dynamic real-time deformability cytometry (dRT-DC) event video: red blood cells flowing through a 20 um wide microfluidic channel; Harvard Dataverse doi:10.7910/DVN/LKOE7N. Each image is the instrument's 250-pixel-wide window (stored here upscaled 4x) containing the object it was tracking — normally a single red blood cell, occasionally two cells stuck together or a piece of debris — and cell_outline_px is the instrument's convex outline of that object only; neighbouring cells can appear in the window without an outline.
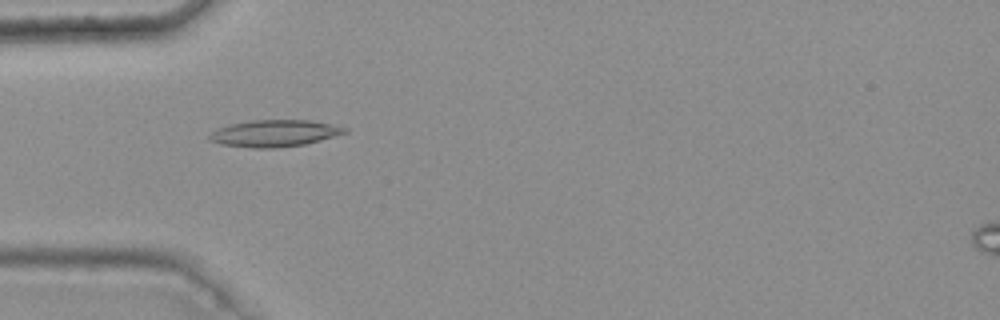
{"species": "common noctule bat (a hibernating species)", "species_latin": "Nyctalus noctula", "temperature_condition": "warm", "stored_images_in_passage": 37, "camera_frame_rate_fps": 3000, "um_per_image_px": 0.085, "animal": {"sex": "female", "body_mass_g": 25.1}, "frame": {"image": 1, "passage_image": 5, "time_ms": 1.333, "image_size_px": [1000, 320], "cell_outline_px": [[348, 132], [320, 140], [304, 144], [276, 148], [252, 148], [220, 144], [208, 140], [208, 136], [216, 128], [228, 124], [252, 120], [312, 120], [332, 124], [348, 128]], "centroid_in_image_um": [23.3, 11.32], "position_along_channel_um": 61.7, "area_um2": 21.27}}
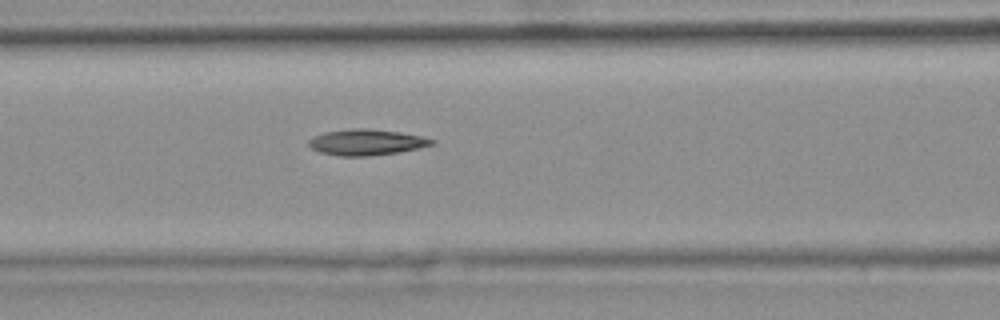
{"frame": {"image": 2, "passage_image": 11, "time_ms": 3.333, "image_size_px": [1000, 320], "cell_outline_px": [[436, 144], [400, 152], [368, 156], [340, 156], [320, 152], [312, 148], [308, 144], [308, 140], [324, 132], [352, 128], [368, 128], [400, 132], [420, 136], [436, 140]], "centroid_in_image_um": [31.17, 12.09], "position_along_channel_um": 135.4, "area_um2": 18.61}}
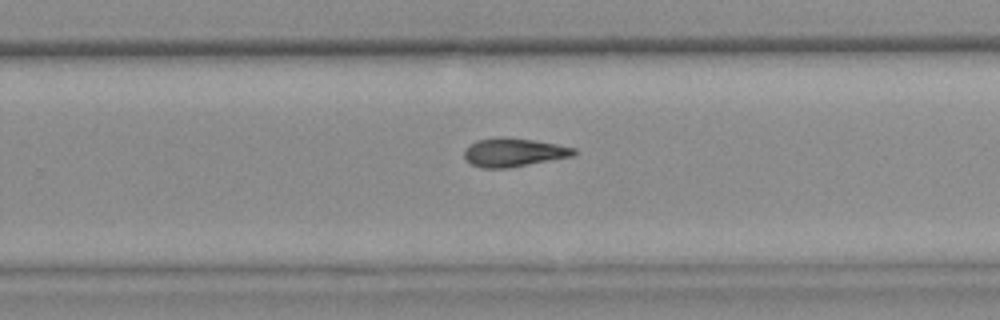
{"frame": {"image": 3, "passage_image": 23, "time_ms": 7.333, "image_size_px": [1000, 320], "cell_outline_px": [[580, 152], [572, 156], [508, 168], [480, 168], [472, 164], [464, 156], [464, 148], [476, 140], [496, 136], [504, 136], [532, 140], [556, 144], [576, 148]], "centroid_in_image_um": [43.65, 12.94], "position_along_channel_um": 286.2, "area_um2": 18.38}}